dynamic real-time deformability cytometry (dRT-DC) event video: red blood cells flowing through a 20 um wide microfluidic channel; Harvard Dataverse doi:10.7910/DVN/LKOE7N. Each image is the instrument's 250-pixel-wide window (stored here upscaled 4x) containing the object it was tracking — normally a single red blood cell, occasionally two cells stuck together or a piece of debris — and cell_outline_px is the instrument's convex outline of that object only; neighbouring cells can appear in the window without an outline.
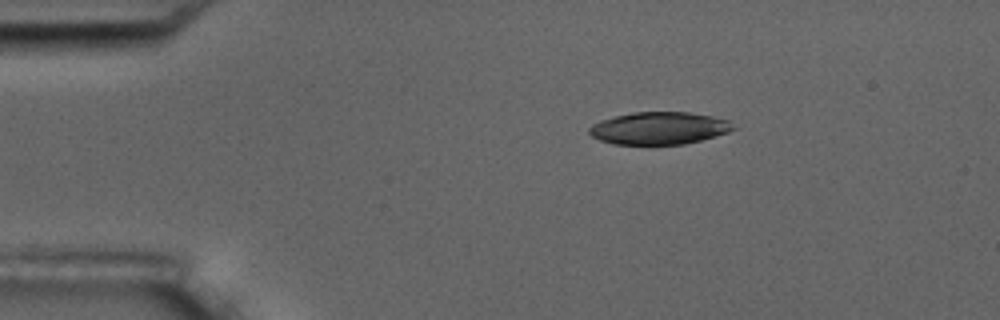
{"species": "common noctule bat (a hibernating species)", "species_latin": "Nyctalus noctula", "temperature_condition": "room temperature", "stored_images_in_passage": 5, "camera_frame_rate_fps": 3000, "um_per_image_px": 0.085, "animal": {"sex": "male", "body_mass_g": 17.5, "forearm_length_mm": 52.3}, "frame": {"image": 1, "passage_image": 5, "time_ms": 5.333, "image_size_px": [1000, 320], "cell_outline_px": [[736, 128], [728, 132], [700, 140], [684, 144], [612, 144], [600, 140], [592, 136], [588, 132], [588, 128], [592, 124], [600, 120], [632, 112], [688, 112], [712, 116], [728, 120]], "centroid_in_image_um": [56.0, 10.89], "position_along_channel_um": 29.0, "area_um2": 27.11}}